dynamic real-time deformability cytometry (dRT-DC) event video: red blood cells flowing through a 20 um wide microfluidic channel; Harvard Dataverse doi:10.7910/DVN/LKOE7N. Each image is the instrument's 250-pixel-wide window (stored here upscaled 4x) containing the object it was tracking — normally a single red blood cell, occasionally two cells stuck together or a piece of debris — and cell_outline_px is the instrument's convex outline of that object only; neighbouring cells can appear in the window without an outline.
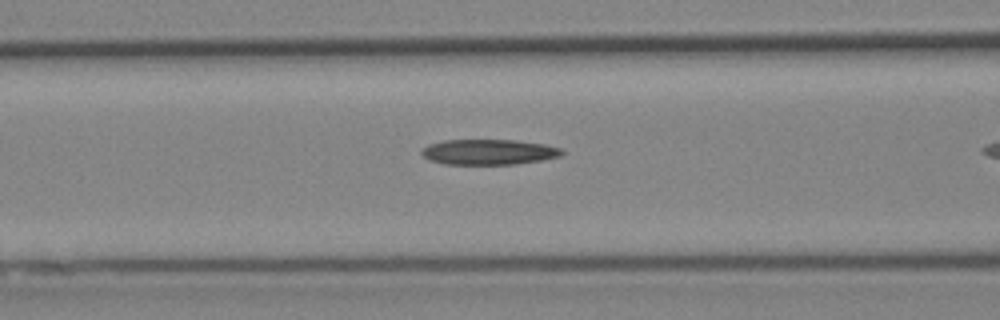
{"species": "Egyptian fruit bat (a non-hibernating species)", "species_latin": "Rousettus aegyptiacus", "temperature_condition": "cold", "stored_images_in_passage": 37, "camera_frame_rate_fps": 3000, "um_per_image_px": 0.085, "animal": {"sex": "female"}, "frame": {"image": 1, "passage_image": 17, "time_ms": 5.333, "image_size_px": [1000, 320], "cell_outline_px": [[564, 152], [560, 156], [540, 160], [516, 164], [444, 164], [428, 160], [420, 152], [428, 144], [444, 140], [516, 140], [544, 144], [560, 148]], "centroid_in_image_um": [41.51, 12.92], "position_along_channel_um": 125.1, "area_um2": 20.69}}
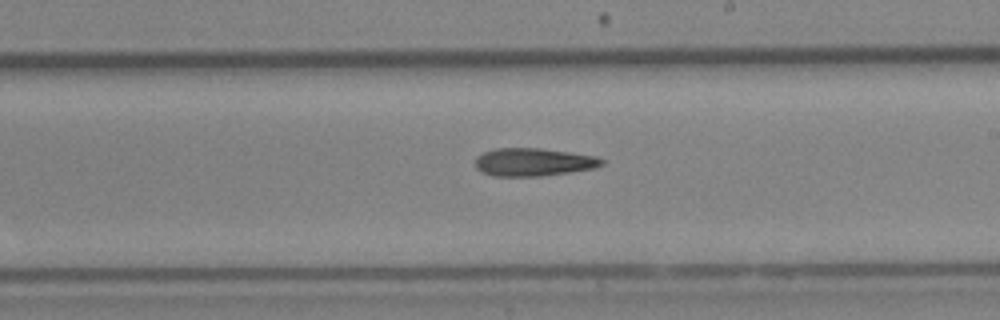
{"frame": {"image": 2, "passage_image": 26, "time_ms": 8.333, "image_size_px": [1000, 320], "cell_outline_px": [[604, 164], [596, 168], [540, 176], [492, 176], [476, 168], [476, 156], [484, 152], [496, 148], [540, 148], [596, 156], [604, 160]], "centroid_in_image_um": [45.35, 13.77], "position_along_channel_um": 243.7, "area_um2": 20.52}}
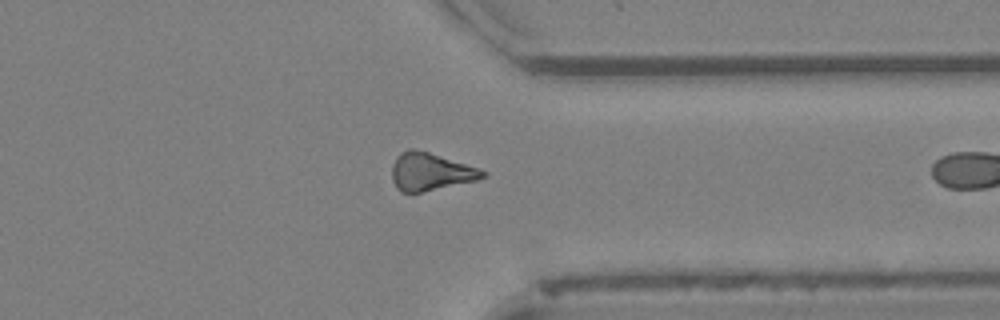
{"frame": {"image": 3, "passage_image": 36, "time_ms": 11.667, "image_size_px": [1000, 320], "cell_outline_px": [[488, 176], [476, 180], [420, 192], [400, 192], [396, 188], [392, 180], [392, 164], [396, 156], [400, 152], [408, 148], [412, 148], [428, 152], [480, 168], [488, 172]], "centroid_in_image_um": [36.57, 14.58], "position_along_channel_um": 374.8, "area_um2": 19.94}}